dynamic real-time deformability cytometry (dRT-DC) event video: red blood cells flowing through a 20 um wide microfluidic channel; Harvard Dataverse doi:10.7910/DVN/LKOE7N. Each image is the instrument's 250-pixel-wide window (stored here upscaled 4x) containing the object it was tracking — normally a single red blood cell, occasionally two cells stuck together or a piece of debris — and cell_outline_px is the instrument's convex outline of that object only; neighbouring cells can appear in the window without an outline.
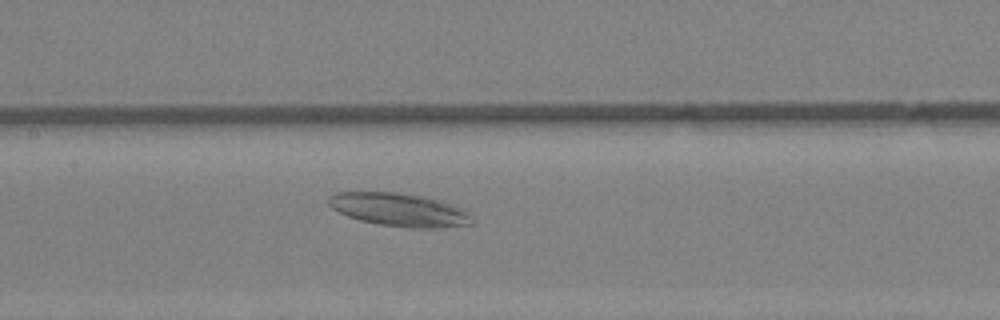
{"species": "Egyptian fruit bat (a non-hibernating species)", "species_latin": "Rousettus aegyptiacus", "temperature_condition": "warm", "stored_images_in_passage": 32, "camera_frame_rate_fps": 3000, "um_per_image_px": 0.085, "animal": {"sex": "female"}, "frame": {"image": 1, "passage_image": 17, "time_ms": 5.333, "image_size_px": [1000, 320], "cell_outline_px": [[476, 224], [440, 228], [412, 228], [380, 224], [360, 220], [348, 216], [332, 208], [328, 204], [328, 196], [336, 192], [396, 192], [424, 196], [440, 200], [460, 208], [468, 212], [472, 216]], "centroid_in_image_um": [33.97, 17.83], "position_along_channel_um": 173.4, "area_um2": 27.86}}
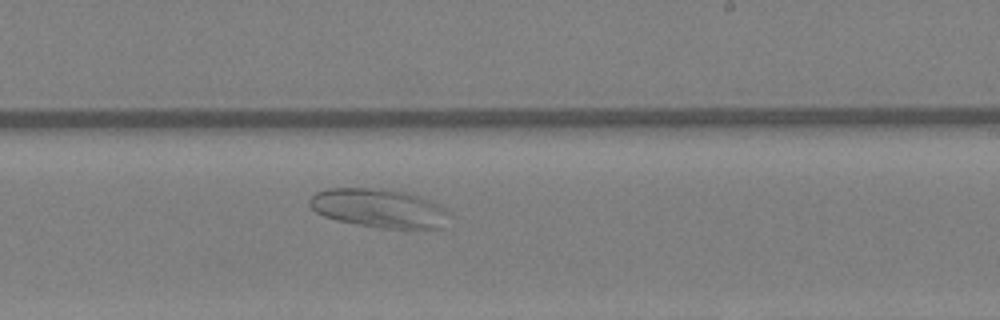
{"frame": {"image": 2, "passage_image": 22, "time_ms": 7.0, "image_size_px": [1000, 320], "cell_outline_px": [[452, 212], [444, 228], [380, 228], [356, 224], [336, 220], [324, 216], [316, 212], [308, 204], [308, 200], [316, 192], [328, 188], [368, 188], [408, 192], [432, 200]], "centroid_in_image_um": [32.26, 17.7], "position_along_channel_um": 256.7, "area_um2": 31.91}}
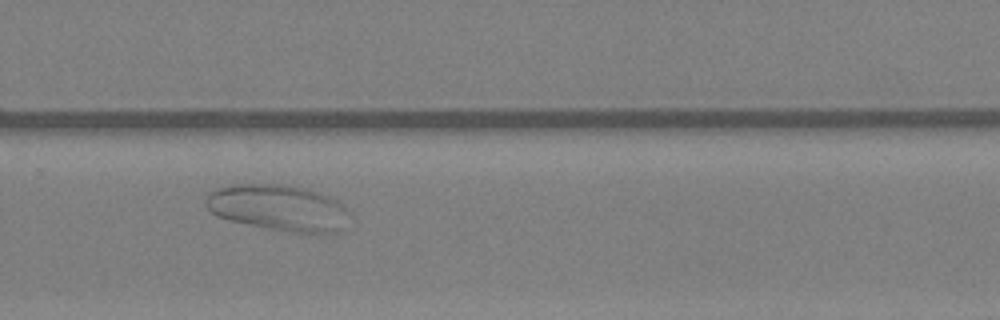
{"frame": {"image": 3, "passage_image": 25, "time_ms": 8.0, "image_size_px": [1000, 320], "cell_outline_px": [[348, 212], [340, 228], [336, 232], [288, 232], [228, 220], [216, 216], [204, 204], [204, 200], [208, 192], [228, 184], [284, 184], [304, 188], [328, 196], [344, 204], [348, 208]], "centroid_in_image_um": [23.58, 17.64], "position_along_channel_um": 306.2, "area_um2": 38.38}}